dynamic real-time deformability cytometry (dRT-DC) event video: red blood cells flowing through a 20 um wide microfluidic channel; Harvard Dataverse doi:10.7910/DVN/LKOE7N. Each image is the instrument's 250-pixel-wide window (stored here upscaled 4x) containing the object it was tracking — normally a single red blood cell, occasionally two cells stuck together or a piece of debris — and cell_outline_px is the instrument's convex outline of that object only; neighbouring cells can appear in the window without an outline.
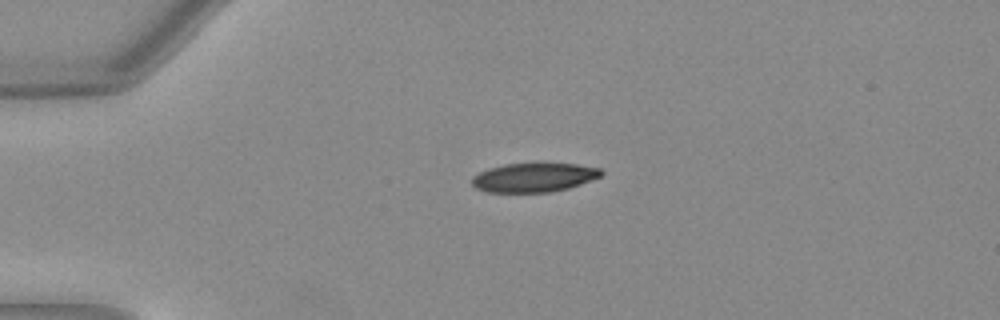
{"species": "Egyptian fruit bat (a non-hibernating species)", "species_latin": "Rousettus aegyptiacus", "temperature_condition": "warm", "stored_images_in_passage": 40, "camera_frame_rate_fps": 3000, "um_per_image_px": 0.085, "animal": {"sex": "female"}, "frame": {"image": 1, "passage_image": 1, "time_ms": 0.0, "image_size_px": [1000, 320], "cell_outline_px": [[604, 172], [600, 176], [568, 188], [548, 192], [488, 192], [476, 188], [472, 184], [472, 176], [488, 168], [504, 164], [536, 160], [540, 160], [576, 164], [600, 168]], "centroid_in_image_um": [45.37, 15.02], "position_along_channel_um": 39.6, "area_um2": 22.66}}
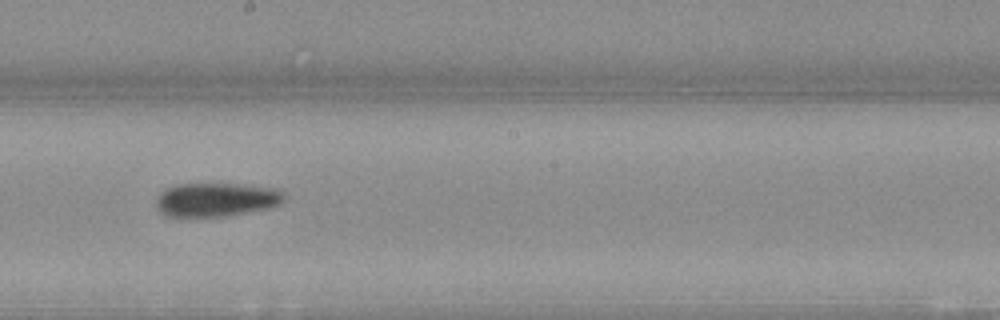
{"frame": {"image": 2, "passage_image": 18, "time_ms": 5.667, "image_size_px": [1000, 320], "cell_outline_px": [[284, 200], [280, 204], [268, 208], [224, 216], [164, 216], [156, 208], [156, 200], [160, 192], [164, 188], [176, 184], [252, 184], [276, 188], [284, 192]], "centroid_in_image_um": [18.37, 16.95], "position_along_channel_um": 229.8, "area_um2": 25.43}}
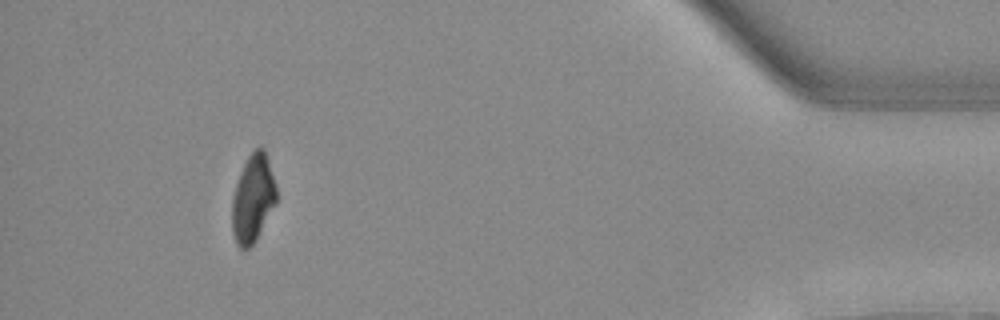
{"frame": {"image": 3, "passage_image": 36, "time_ms": 11.667, "image_size_px": [1000, 320], "cell_outline_px": [[276, 204], [256, 240], [248, 248], [240, 248], [232, 232], [232, 200], [236, 184], [240, 172], [248, 156], [256, 148], [264, 148], [276, 184]], "centroid_in_image_um": [21.5, 16.87], "position_along_channel_um": 413.7, "area_um2": 22.48}, "authors_computed_cell_mechanics": {"area_um2": 24.6517, "velocity_mm_per_s": 4.0399, "shape_relaxation_time_tau1_ms": 7.2601, "shape_relaxation_time_tau2_ms": 7.0265, "deformation_change_tau1": 0.2325, "deformation_change_tau2": 0.132}}